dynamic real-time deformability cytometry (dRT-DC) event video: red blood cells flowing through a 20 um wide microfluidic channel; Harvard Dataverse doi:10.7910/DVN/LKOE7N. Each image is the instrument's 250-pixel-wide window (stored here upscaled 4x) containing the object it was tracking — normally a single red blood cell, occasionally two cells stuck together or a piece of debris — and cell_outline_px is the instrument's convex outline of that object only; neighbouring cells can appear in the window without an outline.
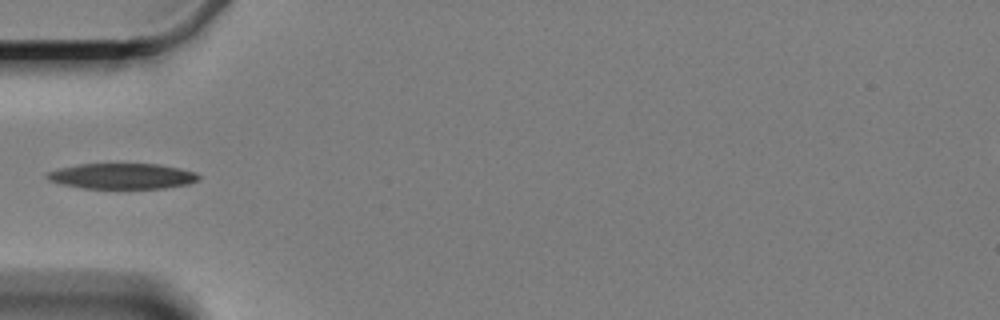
{"species": "Egyptian fruit bat (a non-hibernating species)", "species_latin": "Rousettus aegyptiacus", "temperature_condition": "cold", "stored_images_in_passage": 2, "camera_frame_rate_fps": 3000, "um_per_image_px": 0.085, "animal": {"sex": "female"}, "frame": {"image": 1, "passage_image": 2, "time_ms": 1.333, "image_size_px": [1000, 320], "cell_outline_px": [[200, 180], [188, 184], [164, 188], [84, 188], [60, 184], [48, 180], [44, 176], [48, 172], [60, 168], [80, 164], [156, 164], [180, 168], [196, 172], [200, 176]], "centroid_in_image_um": [10.39, 14.97], "position_along_channel_um": 74.6, "area_um2": 22.6}}